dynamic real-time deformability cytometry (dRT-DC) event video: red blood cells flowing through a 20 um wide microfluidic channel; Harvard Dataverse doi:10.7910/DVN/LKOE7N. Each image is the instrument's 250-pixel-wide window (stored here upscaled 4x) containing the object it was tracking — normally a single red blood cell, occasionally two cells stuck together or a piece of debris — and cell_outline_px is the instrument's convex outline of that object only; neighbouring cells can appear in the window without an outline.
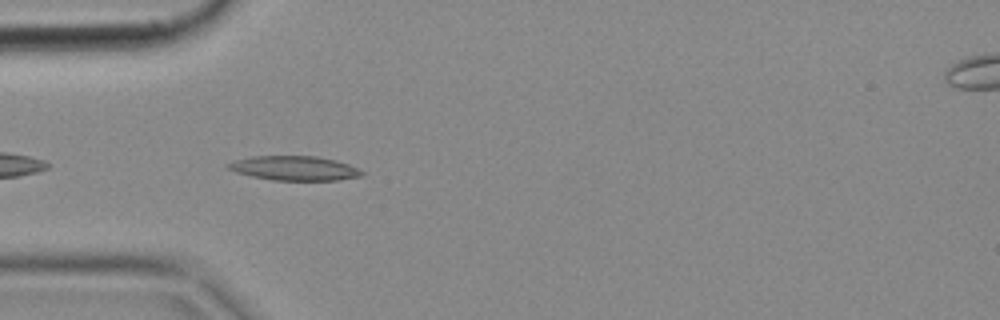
{"species": "common noctule bat (a hibernating species)", "species_latin": "Nyctalus noctula", "temperature_condition": "cold", "stored_images_in_passage": 6, "camera_frame_rate_fps": 3000, "um_per_image_px": 0.085, "animal": {"sex": "female", "body_mass_g": 18.4}, "frame": {"image": 1, "passage_image": 5, "time_ms": 1.333, "image_size_px": [1000, 320], "cell_outline_px": [[364, 176], [340, 180], [272, 180], [252, 176], [236, 172], [228, 168], [224, 164], [232, 160], [252, 156], [316, 156], [336, 160], [348, 164], [364, 172]], "centroid_in_image_um": [25.01, 14.29], "position_along_channel_um": 60.0, "area_um2": 19.13}}
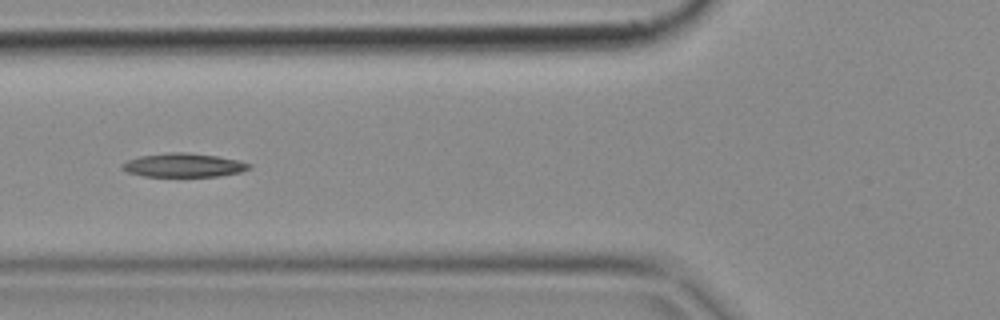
{"frame": {"image": 2, "passage_image": 6, "time_ms": 1.667, "image_size_px": [1000, 320], "cell_outline_px": [[252, 168], [240, 172], [220, 176], [144, 176], [128, 172], [120, 168], [120, 164], [128, 160], [140, 156], [168, 152], [184, 152], [216, 156], [240, 160], [252, 164]], "centroid_in_image_um": [15.62, 14.04], "position_along_channel_um": 110.2, "area_um2": 17.63}}